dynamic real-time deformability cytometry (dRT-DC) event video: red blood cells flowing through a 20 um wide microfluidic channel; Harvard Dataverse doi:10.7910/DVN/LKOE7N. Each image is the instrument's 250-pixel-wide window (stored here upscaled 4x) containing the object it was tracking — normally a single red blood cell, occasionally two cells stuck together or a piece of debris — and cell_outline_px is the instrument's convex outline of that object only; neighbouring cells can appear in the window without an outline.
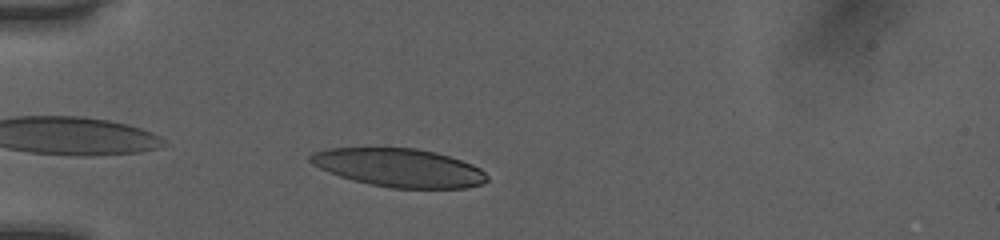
{"species": "human", "species_latin": "Homo sapiens", "temperature_condition": "room temperature", "stored_images_in_passage": 34, "camera_frame_rate_fps": 3000, "um_per_image_px": 0.085, "donor": {"sex": "female"}, "frame": {"image": 1, "passage_image": 2, "time_ms": 0.333, "image_size_px": [1000, 240], "cell_outline_px": [[488, 180], [484, 184], [468, 188], [392, 188], [352, 180], [340, 176], [320, 168], [312, 164], [308, 160], [308, 156], [312, 152], [328, 148], [416, 148], [436, 152], [472, 164], [480, 168], [488, 176]], "centroid_in_image_um": [33.93, 14.25], "position_along_channel_um": 51.1, "area_um2": 39.54}}
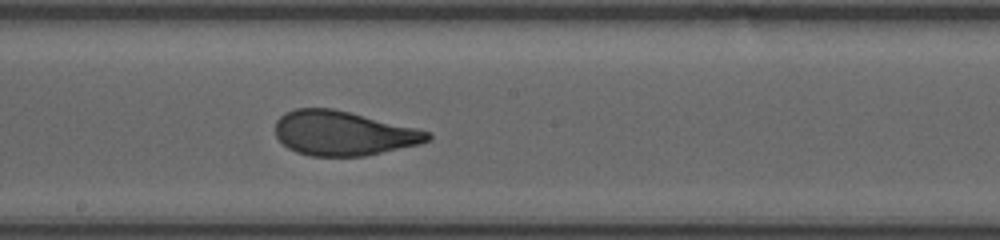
{"frame": {"image": 2, "passage_image": 16, "time_ms": 5.0, "image_size_px": [1000, 240], "cell_outline_px": [[432, 136], [428, 140], [420, 144], [364, 156], [308, 156], [296, 152], [288, 148], [276, 136], [276, 120], [280, 116], [296, 108], [332, 108], [416, 128], [432, 132]], "centroid_in_image_um": [29.17, 11.33], "position_along_channel_um": 219.0, "area_um2": 39.25}}
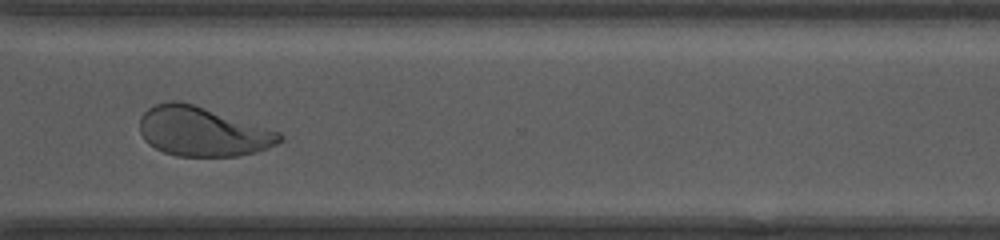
{"frame": {"image": 3, "passage_image": 26, "time_ms": 8.333, "image_size_px": [1000, 240], "cell_outline_px": [[284, 140], [268, 148], [256, 152], [236, 156], [176, 156], [164, 152], [148, 144], [144, 140], [140, 132], [140, 116], [148, 108], [156, 104], [172, 100], [180, 100], [280, 132], [284, 136]], "centroid_in_image_um": [17.2, 11.19], "position_along_channel_um": 353.4, "area_um2": 40.17}, "authors_computed_cell_mechanics": {"area_um2": 40.1421, "velocity_mm_per_s": 4.0498, "shape_relaxation_time_tau1_ms": 4.6895, "shape_relaxation_time_tau2_ms": 0.7593, "deformation_change_tau1": 0.1881, "deformation_change_tau2": 0.0731}}